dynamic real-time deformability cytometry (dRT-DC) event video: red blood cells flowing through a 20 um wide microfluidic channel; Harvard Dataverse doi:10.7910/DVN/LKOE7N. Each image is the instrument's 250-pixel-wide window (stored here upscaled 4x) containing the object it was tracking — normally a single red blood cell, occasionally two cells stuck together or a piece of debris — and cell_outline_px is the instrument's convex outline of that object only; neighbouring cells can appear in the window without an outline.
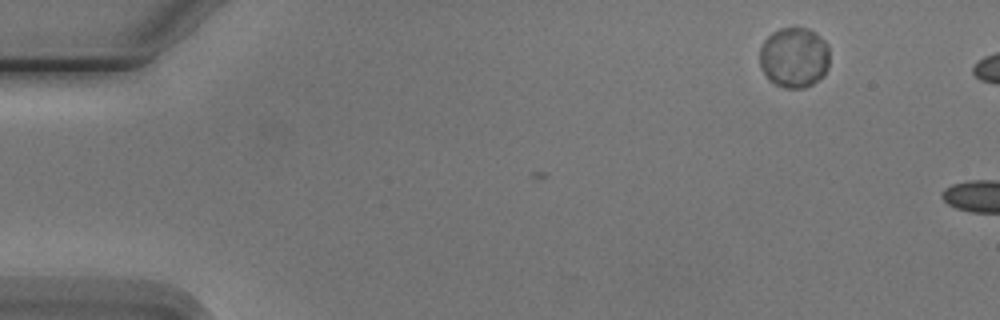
{"species": "Egyptian fruit bat (a non-hibernating species)", "species_latin": "Rousettus aegyptiacus", "temperature_condition": "cold", "stored_images_in_passage": 2, "camera_frame_rate_fps": 3000, "um_per_image_px": 0.085, "animal": {"sex": "male"}, "frame": {"image": 1, "passage_image": 1, "time_ms": 0.0, "image_size_px": [1000, 320], "cell_outline_px": [[828, 68], [824, 76], [812, 84], [804, 88], [784, 88], [776, 84], [764, 72], [760, 64], [760, 48], [764, 40], [772, 32], [780, 28], [808, 28], [816, 32], [828, 44]], "centroid_in_image_um": [67.52, 4.87], "position_along_channel_um": 17.5, "area_um2": 24.62}}